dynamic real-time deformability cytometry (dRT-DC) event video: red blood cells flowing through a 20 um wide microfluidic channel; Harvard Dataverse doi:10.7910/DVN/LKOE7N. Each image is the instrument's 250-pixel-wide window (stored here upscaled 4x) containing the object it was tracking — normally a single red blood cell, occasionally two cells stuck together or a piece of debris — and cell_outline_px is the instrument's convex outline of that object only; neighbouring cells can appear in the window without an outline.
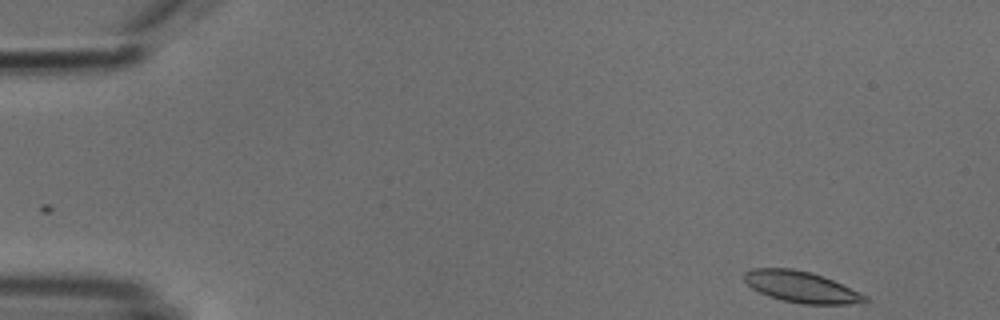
{"species": "common noctule bat (a hibernating species)", "species_latin": "Nyctalus noctula", "temperature_condition": "cold", "stored_images_in_passage": 50, "camera_frame_rate_fps": 3000, "um_per_image_px": 0.085, "animal": {"sex": "male", "body_mass_g": 18.8}, "frame": {"image": 1, "passage_image": 1, "time_ms": 0.0, "image_size_px": [1000, 320], "cell_outline_px": [[872, 300], [868, 304], [804, 304], [784, 300], [768, 296], [752, 288], [744, 280], [744, 272], [752, 268], [792, 268], [812, 272], [824, 276], [868, 296]], "centroid_in_image_um": [68.18, 24.39], "position_along_channel_um": 16.8, "area_um2": 22.2}}
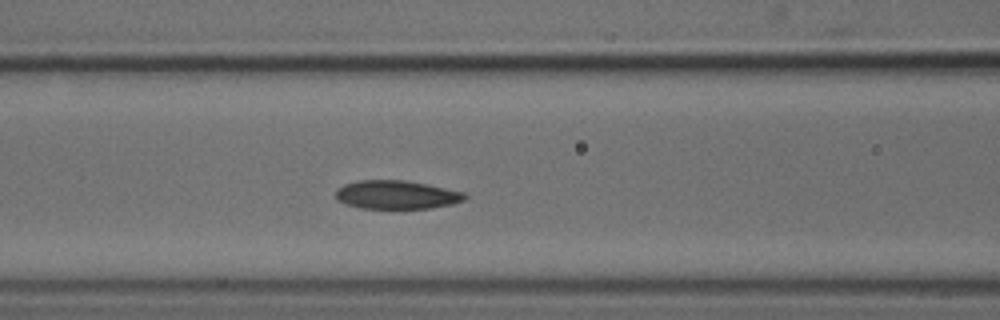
{"frame": {"image": 2, "passage_image": 19, "time_ms": 6.0, "image_size_px": [1000, 320], "cell_outline_px": [[468, 196], [464, 200], [452, 204], [428, 208], [360, 208], [344, 204], [336, 200], [336, 188], [344, 184], [356, 180], [404, 180], [464, 192]], "centroid_in_image_um": [33.64, 16.55], "position_along_channel_um": 133.0, "area_um2": 21.44}}
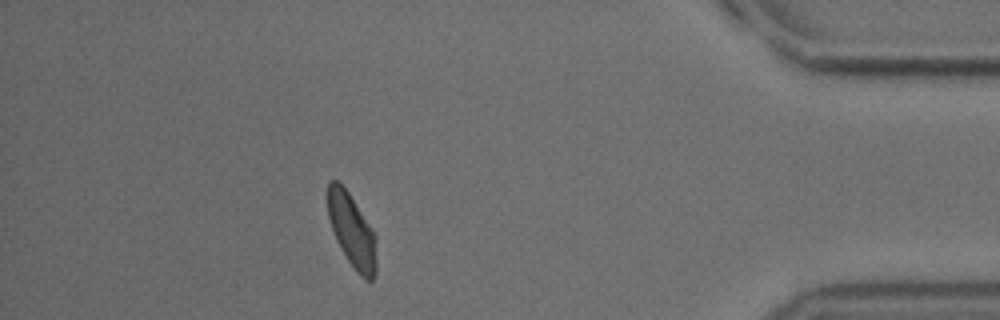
{"frame": {"image": 3, "passage_image": 44, "time_ms": 14.333, "image_size_px": [1000, 320], "cell_outline_px": [[376, 272], [372, 280], [368, 280], [360, 276], [356, 272], [348, 260], [336, 240], [328, 216], [328, 180], [336, 180], [348, 192], [376, 236]], "centroid_in_image_um": [29.92, 19.64], "position_along_channel_um": 405.3, "area_um2": 20.46}, "authors_computed_cell_mechanics": {"area_um2": 21.8195, "velocity_mm_per_s": 3.7896, "shape_relaxation_time_tau1_ms": 3.8706, "shape_relaxation_time_tau2_ms": 2.7324, "deformation_change_tau1": 0.1019, "deformation_change_tau2": 0.0536}}